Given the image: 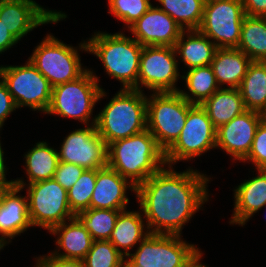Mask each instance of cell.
I'll use <instances>...</instances> for the list:
<instances>
[{"mask_svg": "<svg viewBox=\"0 0 266 267\" xmlns=\"http://www.w3.org/2000/svg\"><path fill=\"white\" fill-rule=\"evenodd\" d=\"M25 170L29 183L24 179H14L15 185H28L41 180L52 179L59 164L58 151L40 141L25 155Z\"/></svg>", "mask_w": 266, "mask_h": 267, "instance_id": "26", "label": "cell"}, {"mask_svg": "<svg viewBox=\"0 0 266 267\" xmlns=\"http://www.w3.org/2000/svg\"><path fill=\"white\" fill-rule=\"evenodd\" d=\"M109 14L126 24L128 28L152 6L150 0H108Z\"/></svg>", "mask_w": 266, "mask_h": 267, "instance_id": "34", "label": "cell"}, {"mask_svg": "<svg viewBox=\"0 0 266 267\" xmlns=\"http://www.w3.org/2000/svg\"><path fill=\"white\" fill-rule=\"evenodd\" d=\"M193 105L178 92L152 93L147 96V130L164 152L179 138Z\"/></svg>", "mask_w": 266, "mask_h": 267, "instance_id": "8", "label": "cell"}, {"mask_svg": "<svg viewBox=\"0 0 266 267\" xmlns=\"http://www.w3.org/2000/svg\"><path fill=\"white\" fill-rule=\"evenodd\" d=\"M186 37V39H185ZM175 51L188 69L211 65L216 45L199 30H183L177 40Z\"/></svg>", "mask_w": 266, "mask_h": 267, "instance_id": "24", "label": "cell"}, {"mask_svg": "<svg viewBox=\"0 0 266 267\" xmlns=\"http://www.w3.org/2000/svg\"><path fill=\"white\" fill-rule=\"evenodd\" d=\"M0 77L6 84L17 109L28 106L47 112L52 96L49 81L28 61L21 66H0Z\"/></svg>", "mask_w": 266, "mask_h": 267, "instance_id": "10", "label": "cell"}, {"mask_svg": "<svg viewBox=\"0 0 266 267\" xmlns=\"http://www.w3.org/2000/svg\"><path fill=\"white\" fill-rule=\"evenodd\" d=\"M85 169L73 163L59 161L54 179L66 190H69L79 179Z\"/></svg>", "mask_w": 266, "mask_h": 267, "instance_id": "36", "label": "cell"}, {"mask_svg": "<svg viewBox=\"0 0 266 267\" xmlns=\"http://www.w3.org/2000/svg\"><path fill=\"white\" fill-rule=\"evenodd\" d=\"M96 131L108 146L147 129V95L120 89L96 116Z\"/></svg>", "mask_w": 266, "mask_h": 267, "instance_id": "3", "label": "cell"}, {"mask_svg": "<svg viewBox=\"0 0 266 267\" xmlns=\"http://www.w3.org/2000/svg\"><path fill=\"white\" fill-rule=\"evenodd\" d=\"M196 267H208L207 265L202 264V262H200Z\"/></svg>", "mask_w": 266, "mask_h": 267, "instance_id": "42", "label": "cell"}, {"mask_svg": "<svg viewBox=\"0 0 266 267\" xmlns=\"http://www.w3.org/2000/svg\"><path fill=\"white\" fill-rule=\"evenodd\" d=\"M20 191L22 192L23 188L12 185L0 192V245L3 248L11 243L15 236H20L33 227L28 213L27 195H18Z\"/></svg>", "mask_w": 266, "mask_h": 267, "instance_id": "18", "label": "cell"}, {"mask_svg": "<svg viewBox=\"0 0 266 267\" xmlns=\"http://www.w3.org/2000/svg\"><path fill=\"white\" fill-rule=\"evenodd\" d=\"M43 39L34 48L28 60L52 87L75 80L87 70L83 68L78 53V49L88 53L86 41L75 48L63 43L52 34H47Z\"/></svg>", "mask_w": 266, "mask_h": 267, "instance_id": "7", "label": "cell"}, {"mask_svg": "<svg viewBox=\"0 0 266 267\" xmlns=\"http://www.w3.org/2000/svg\"><path fill=\"white\" fill-rule=\"evenodd\" d=\"M216 134L217 129L205 109L201 105L194 104L188 111L179 138L165 152L166 165L172 166L178 161H188L211 149H216Z\"/></svg>", "mask_w": 266, "mask_h": 267, "instance_id": "11", "label": "cell"}, {"mask_svg": "<svg viewBox=\"0 0 266 267\" xmlns=\"http://www.w3.org/2000/svg\"><path fill=\"white\" fill-rule=\"evenodd\" d=\"M17 107L12 98V95L9 93L8 88L2 78L0 77V131L4 125L7 117L14 111Z\"/></svg>", "mask_w": 266, "mask_h": 267, "instance_id": "38", "label": "cell"}, {"mask_svg": "<svg viewBox=\"0 0 266 267\" xmlns=\"http://www.w3.org/2000/svg\"><path fill=\"white\" fill-rule=\"evenodd\" d=\"M95 183L96 170L85 169L75 184L67 190L69 207L75 216L90 208Z\"/></svg>", "mask_w": 266, "mask_h": 267, "instance_id": "32", "label": "cell"}, {"mask_svg": "<svg viewBox=\"0 0 266 267\" xmlns=\"http://www.w3.org/2000/svg\"><path fill=\"white\" fill-rule=\"evenodd\" d=\"M4 151L2 149V146H1V141H0V185L5 188V187H9V186H12V185H15V181L14 179L13 180H7L6 179V171H7V167H6V164H4Z\"/></svg>", "mask_w": 266, "mask_h": 267, "instance_id": "41", "label": "cell"}, {"mask_svg": "<svg viewBox=\"0 0 266 267\" xmlns=\"http://www.w3.org/2000/svg\"><path fill=\"white\" fill-rule=\"evenodd\" d=\"M263 115V120L266 122V110L262 113Z\"/></svg>", "mask_w": 266, "mask_h": 267, "instance_id": "43", "label": "cell"}, {"mask_svg": "<svg viewBox=\"0 0 266 267\" xmlns=\"http://www.w3.org/2000/svg\"><path fill=\"white\" fill-rule=\"evenodd\" d=\"M257 176L245 180L234 189V211L230 224L245 226L266 204V171L258 169Z\"/></svg>", "mask_w": 266, "mask_h": 267, "instance_id": "20", "label": "cell"}, {"mask_svg": "<svg viewBox=\"0 0 266 267\" xmlns=\"http://www.w3.org/2000/svg\"><path fill=\"white\" fill-rule=\"evenodd\" d=\"M59 149V161L84 169L97 170L107 166V145L95 125L73 130L64 138Z\"/></svg>", "mask_w": 266, "mask_h": 267, "instance_id": "14", "label": "cell"}, {"mask_svg": "<svg viewBox=\"0 0 266 267\" xmlns=\"http://www.w3.org/2000/svg\"><path fill=\"white\" fill-rule=\"evenodd\" d=\"M142 46L174 47L183 29L166 12L153 5L128 27Z\"/></svg>", "mask_w": 266, "mask_h": 267, "instance_id": "17", "label": "cell"}, {"mask_svg": "<svg viewBox=\"0 0 266 267\" xmlns=\"http://www.w3.org/2000/svg\"><path fill=\"white\" fill-rule=\"evenodd\" d=\"M245 15L241 0H206L198 30L217 48H237Z\"/></svg>", "mask_w": 266, "mask_h": 267, "instance_id": "12", "label": "cell"}, {"mask_svg": "<svg viewBox=\"0 0 266 267\" xmlns=\"http://www.w3.org/2000/svg\"><path fill=\"white\" fill-rule=\"evenodd\" d=\"M202 256L198 247L180 235L149 233L134 253L124 257V267H196Z\"/></svg>", "mask_w": 266, "mask_h": 267, "instance_id": "5", "label": "cell"}, {"mask_svg": "<svg viewBox=\"0 0 266 267\" xmlns=\"http://www.w3.org/2000/svg\"><path fill=\"white\" fill-rule=\"evenodd\" d=\"M95 75L93 70L87 69L77 79L54 86L51 103L45 114L75 119L85 125H95L96 115L90 119L94 107L99 100L107 97Z\"/></svg>", "mask_w": 266, "mask_h": 267, "instance_id": "6", "label": "cell"}, {"mask_svg": "<svg viewBox=\"0 0 266 267\" xmlns=\"http://www.w3.org/2000/svg\"><path fill=\"white\" fill-rule=\"evenodd\" d=\"M87 42L88 52L99 58L106 74L122 83L121 89L138 90L140 55L143 46L123 32H94Z\"/></svg>", "mask_w": 266, "mask_h": 267, "instance_id": "4", "label": "cell"}, {"mask_svg": "<svg viewBox=\"0 0 266 267\" xmlns=\"http://www.w3.org/2000/svg\"><path fill=\"white\" fill-rule=\"evenodd\" d=\"M65 18V13L47 10L34 0H0V20L18 41L34 28Z\"/></svg>", "mask_w": 266, "mask_h": 267, "instance_id": "15", "label": "cell"}, {"mask_svg": "<svg viewBox=\"0 0 266 267\" xmlns=\"http://www.w3.org/2000/svg\"><path fill=\"white\" fill-rule=\"evenodd\" d=\"M253 163L255 169L266 167V122L262 120L258 125L249 154L242 162Z\"/></svg>", "mask_w": 266, "mask_h": 267, "instance_id": "35", "label": "cell"}, {"mask_svg": "<svg viewBox=\"0 0 266 267\" xmlns=\"http://www.w3.org/2000/svg\"><path fill=\"white\" fill-rule=\"evenodd\" d=\"M186 71L181 78L185 80L188 92L179 90L178 93L187 102L201 105L220 88L211 65L194 67Z\"/></svg>", "mask_w": 266, "mask_h": 267, "instance_id": "28", "label": "cell"}, {"mask_svg": "<svg viewBox=\"0 0 266 267\" xmlns=\"http://www.w3.org/2000/svg\"><path fill=\"white\" fill-rule=\"evenodd\" d=\"M142 211L123 210L119 213L109 241L124 256H128L150 232L145 224ZM146 230H145V228Z\"/></svg>", "mask_w": 266, "mask_h": 267, "instance_id": "23", "label": "cell"}, {"mask_svg": "<svg viewBox=\"0 0 266 267\" xmlns=\"http://www.w3.org/2000/svg\"><path fill=\"white\" fill-rule=\"evenodd\" d=\"M19 41L11 34L0 20V54L12 48Z\"/></svg>", "mask_w": 266, "mask_h": 267, "instance_id": "40", "label": "cell"}, {"mask_svg": "<svg viewBox=\"0 0 266 267\" xmlns=\"http://www.w3.org/2000/svg\"><path fill=\"white\" fill-rule=\"evenodd\" d=\"M201 106L205 109L216 129L247 110L239 89L225 86L219 88Z\"/></svg>", "mask_w": 266, "mask_h": 267, "instance_id": "25", "label": "cell"}, {"mask_svg": "<svg viewBox=\"0 0 266 267\" xmlns=\"http://www.w3.org/2000/svg\"><path fill=\"white\" fill-rule=\"evenodd\" d=\"M107 165L137 187L165 167V152L146 129L107 146Z\"/></svg>", "mask_w": 266, "mask_h": 267, "instance_id": "2", "label": "cell"}, {"mask_svg": "<svg viewBox=\"0 0 266 267\" xmlns=\"http://www.w3.org/2000/svg\"><path fill=\"white\" fill-rule=\"evenodd\" d=\"M121 211L123 210L89 208L75 217L89 231L94 241L109 240Z\"/></svg>", "mask_w": 266, "mask_h": 267, "instance_id": "31", "label": "cell"}, {"mask_svg": "<svg viewBox=\"0 0 266 267\" xmlns=\"http://www.w3.org/2000/svg\"><path fill=\"white\" fill-rule=\"evenodd\" d=\"M16 186L28 187V213L33 227H42L50 231L53 227L75 217L69 207L67 190L54 178L34 182L27 186Z\"/></svg>", "mask_w": 266, "mask_h": 267, "instance_id": "9", "label": "cell"}, {"mask_svg": "<svg viewBox=\"0 0 266 267\" xmlns=\"http://www.w3.org/2000/svg\"><path fill=\"white\" fill-rule=\"evenodd\" d=\"M247 110H266V61H252L238 87Z\"/></svg>", "mask_w": 266, "mask_h": 267, "instance_id": "27", "label": "cell"}, {"mask_svg": "<svg viewBox=\"0 0 266 267\" xmlns=\"http://www.w3.org/2000/svg\"><path fill=\"white\" fill-rule=\"evenodd\" d=\"M252 60L238 48H217L211 62L220 88H238Z\"/></svg>", "mask_w": 266, "mask_h": 267, "instance_id": "22", "label": "cell"}, {"mask_svg": "<svg viewBox=\"0 0 266 267\" xmlns=\"http://www.w3.org/2000/svg\"><path fill=\"white\" fill-rule=\"evenodd\" d=\"M167 167L137 186L135 195L150 233L182 236V228L208 201L211 178L193 168Z\"/></svg>", "mask_w": 266, "mask_h": 267, "instance_id": "1", "label": "cell"}, {"mask_svg": "<svg viewBox=\"0 0 266 267\" xmlns=\"http://www.w3.org/2000/svg\"><path fill=\"white\" fill-rule=\"evenodd\" d=\"M85 267H124V256L109 240L94 241L83 259Z\"/></svg>", "mask_w": 266, "mask_h": 267, "instance_id": "33", "label": "cell"}, {"mask_svg": "<svg viewBox=\"0 0 266 267\" xmlns=\"http://www.w3.org/2000/svg\"><path fill=\"white\" fill-rule=\"evenodd\" d=\"M34 267H85L83 260L61 258L52 253L35 258Z\"/></svg>", "mask_w": 266, "mask_h": 267, "instance_id": "37", "label": "cell"}, {"mask_svg": "<svg viewBox=\"0 0 266 267\" xmlns=\"http://www.w3.org/2000/svg\"><path fill=\"white\" fill-rule=\"evenodd\" d=\"M128 189L135 193L136 187L108 165L97 169L90 208L126 210L129 204Z\"/></svg>", "mask_w": 266, "mask_h": 267, "instance_id": "19", "label": "cell"}, {"mask_svg": "<svg viewBox=\"0 0 266 267\" xmlns=\"http://www.w3.org/2000/svg\"><path fill=\"white\" fill-rule=\"evenodd\" d=\"M244 13L251 17H266V0H241Z\"/></svg>", "mask_w": 266, "mask_h": 267, "instance_id": "39", "label": "cell"}, {"mask_svg": "<svg viewBox=\"0 0 266 267\" xmlns=\"http://www.w3.org/2000/svg\"><path fill=\"white\" fill-rule=\"evenodd\" d=\"M158 8L166 12L183 30H198L206 0H156Z\"/></svg>", "mask_w": 266, "mask_h": 267, "instance_id": "30", "label": "cell"}, {"mask_svg": "<svg viewBox=\"0 0 266 267\" xmlns=\"http://www.w3.org/2000/svg\"><path fill=\"white\" fill-rule=\"evenodd\" d=\"M49 232L57 235L55 242L58 248L52 254L61 258L83 260L94 242L89 231L76 217L53 227Z\"/></svg>", "mask_w": 266, "mask_h": 267, "instance_id": "21", "label": "cell"}, {"mask_svg": "<svg viewBox=\"0 0 266 267\" xmlns=\"http://www.w3.org/2000/svg\"><path fill=\"white\" fill-rule=\"evenodd\" d=\"M174 47L143 46L140 55L138 90L142 87L153 93L178 92L176 82L181 78ZM180 76V77H179Z\"/></svg>", "mask_w": 266, "mask_h": 267, "instance_id": "13", "label": "cell"}, {"mask_svg": "<svg viewBox=\"0 0 266 267\" xmlns=\"http://www.w3.org/2000/svg\"><path fill=\"white\" fill-rule=\"evenodd\" d=\"M237 48L252 61H266V17L245 15Z\"/></svg>", "mask_w": 266, "mask_h": 267, "instance_id": "29", "label": "cell"}, {"mask_svg": "<svg viewBox=\"0 0 266 267\" xmlns=\"http://www.w3.org/2000/svg\"><path fill=\"white\" fill-rule=\"evenodd\" d=\"M262 120V113L246 110L217 129L216 148L225 151L234 161H243L250 152L256 129Z\"/></svg>", "mask_w": 266, "mask_h": 267, "instance_id": "16", "label": "cell"}]
</instances>
